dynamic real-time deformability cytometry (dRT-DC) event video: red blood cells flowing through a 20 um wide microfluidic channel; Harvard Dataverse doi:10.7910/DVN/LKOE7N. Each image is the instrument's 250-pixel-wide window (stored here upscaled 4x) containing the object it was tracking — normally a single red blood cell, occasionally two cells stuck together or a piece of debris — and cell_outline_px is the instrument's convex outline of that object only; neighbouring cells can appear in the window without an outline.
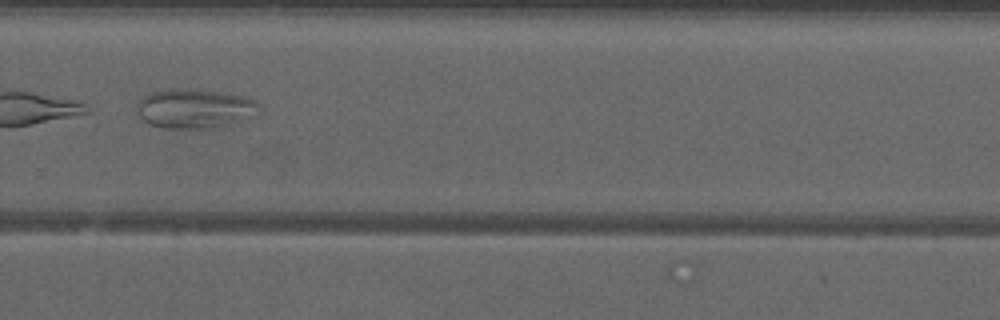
{"species": "common noctule bat (a hibernating species)", "species_latin": "Nyctalus noctula", "temperature_condition": "warm", "stored_images_in_passage": 34, "camera_frame_rate_fps": 3000, "um_per_image_px": 0.085, "animal": {"sex": "male", "forearm_length_mm": 52.5}, "frame": {"image": 1, "passage_image": 20, "time_ms": 6.333, "image_size_px": [1000, 320], "cell_outline_px": [[260, 112], [228, 124], [204, 128], [164, 128], [148, 124], [140, 116], [136, 108], [140, 100], [148, 92], [172, 88], [188, 88], [220, 92], [240, 96], [252, 100], [260, 104]], "centroid_in_image_um": [16.48, 9.21], "position_along_channel_um": 313.3, "area_um2": 27.74}}